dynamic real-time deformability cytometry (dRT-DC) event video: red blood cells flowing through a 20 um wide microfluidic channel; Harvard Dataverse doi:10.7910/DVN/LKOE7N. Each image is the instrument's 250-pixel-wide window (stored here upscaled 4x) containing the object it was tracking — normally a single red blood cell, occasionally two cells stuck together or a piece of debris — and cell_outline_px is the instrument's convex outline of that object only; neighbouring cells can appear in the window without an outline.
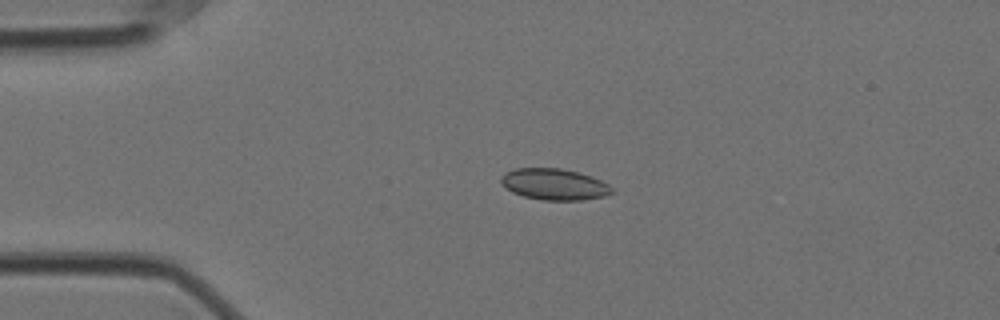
{"species": "Egyptian fruit bat (a non-hibernating species)", "species_latin": "Rousettus aegyptiacus", "temperature_condition": "cold", "stored_images_in_passage": 56, "camera_frame_rate_fps": 3000, "um_per_image_px": 0.085, "animal": {"sex": "female"}, "frame": {"image": 1, "passage_image": 12, "time_ms": 3.667, "image_size_px": [1000, 320], "cell_outline_px": [[616, 192], [604, 196], [584, 200], [544, 200], [524, 196], [512, 192], [500, 184], [500, 176], [504, 172], [516, 168], [560, 168], [580, 172], [592, 176], [608, 184]], "centroid_in_image_um": [47.11, 15.66], "position_along_channel_um": 37.9, "area_um2": 20.46}}
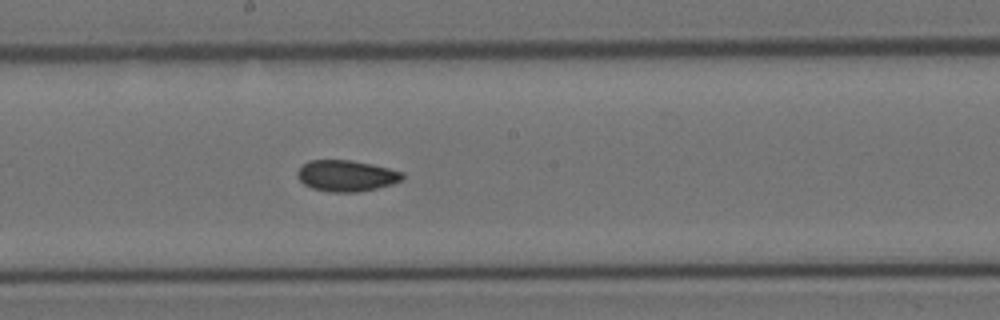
{"frame": {"image": 2, "passage_image": 30, "time_ms": 9.667, "image_size_px": [1000, 320], "cell_outline_px": [[404, 180], [392, 184], [376, 188], [356, 192], [328, 192], [312, 188], [304, 184], [296, 176], [296, 172], [308, 160], [348, 160], [372, 164], [404, 172]], "centroid_in_image_um": [29.45, 14.94], "position_along_channel_um": 218.8, "area_um2": 19.13}}
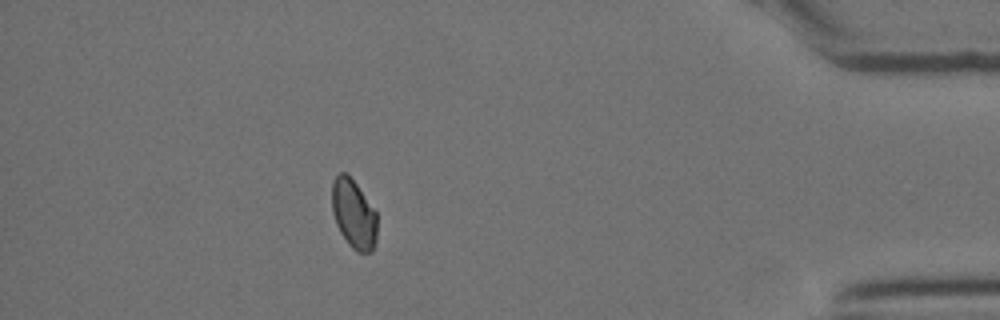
{"frame": {"image": 3, "passage_image": 50, "time_ms": 16.333, "image_size_px": [1000, 320], "cell_outline_px": [[376, 240], [372, 252], [356, 252], [348, 244], [340, 232], [336, 224], [332, 212], [332, 180], [340, 172], [344, 172], [356, 184], [376, 212]], "centroid_in_image_um": [30.04, 18.21], "position_along_channel_um": 405.2, "area_um2": 18.03}, "authors_computed_cell_mechanics": {"area_um2": 19.363, "velocity_mm_per_s": 3.5258, "shape_relaxation_time_tau1_ms": null, "shape_relaxation_time_tau2_ms": 1.9551, "deformation_change_tau1": null, "deformation_change_tau2": 0.0522}}